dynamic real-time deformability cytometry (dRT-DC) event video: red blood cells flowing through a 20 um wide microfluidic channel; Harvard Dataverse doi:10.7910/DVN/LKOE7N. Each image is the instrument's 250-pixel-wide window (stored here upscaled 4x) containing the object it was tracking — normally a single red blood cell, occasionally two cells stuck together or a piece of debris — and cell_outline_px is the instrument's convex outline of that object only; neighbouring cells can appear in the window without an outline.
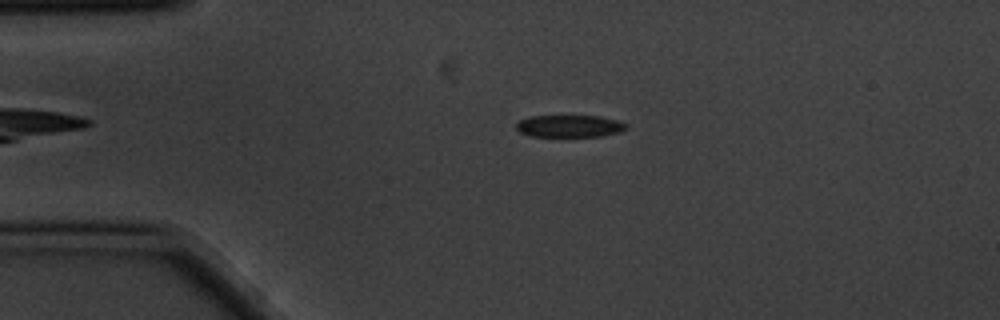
{"species": "common noctule bat (a hibernating species)", "species_latin": "Nyctalus noctula", "temperature_condition": "cold", "stored_images_in_passage": 2, "camera_frame_rate_fps": 3000, "um_per_image_px": 0.085, "animal": {"sex": "male", "body_mass_g": 20.1, "forearm_length_mm": 53.5}, "frame": {"image": 1, "passage_image": 1, "time_ms": 0.0, "image_size_px": [1000, 320], "cell_outline_px": [[628, 128], [620, 132], [600, 136], [528, 136], [520, 132], [516, 128], [516, 124], [520, 120], [528, 116], [600, 116], [616, 120], [628, 124]], "centroid_in_image_um": [48.41, 10.71], "position_along_channel_um": 36.6, "area_um2": 14.22}}